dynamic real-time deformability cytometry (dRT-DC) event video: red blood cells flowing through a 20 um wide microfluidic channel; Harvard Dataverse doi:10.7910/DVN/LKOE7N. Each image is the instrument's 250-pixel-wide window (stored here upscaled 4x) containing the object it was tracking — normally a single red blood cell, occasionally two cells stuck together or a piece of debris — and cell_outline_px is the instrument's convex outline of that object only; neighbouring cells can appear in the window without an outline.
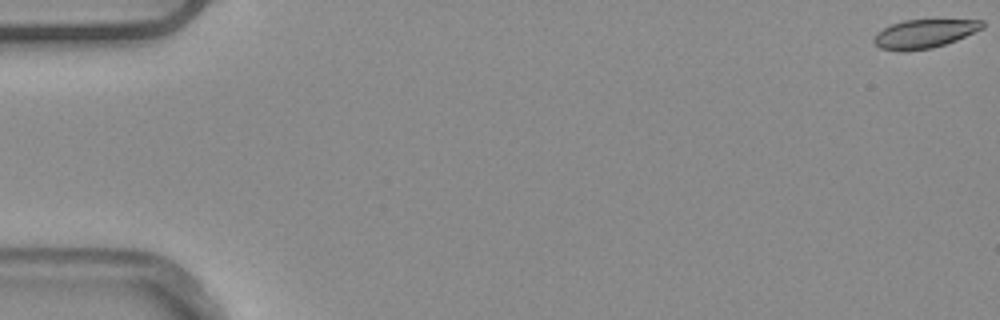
{"species": "common noctule bat (a hibernating species)", "species_latin": "Nyctalus noctula", "temperature_condition": "warm", "stored_images_in_passage": 4, "camera_frame_rate_fps": 3000, "um_per_image_px": 0.085, "animal": {"sex": "male", "body_mass_g": 20.4}, "frame": {"image": 1, "passage_image": 1, "time_ms": 0.0, "image_size_px": [1000, 320], "cell_outline_px": [[984, 28], [956, 40], [932, 48], [900, 52], [880, 48], [872, 40], [876, 32], [892, 24], [904, 20], [984, 20]], "centroid_in_image_um": [78.54, 2.87], "position_along_channel_um": 6.5, "area_um2": 18.09}}
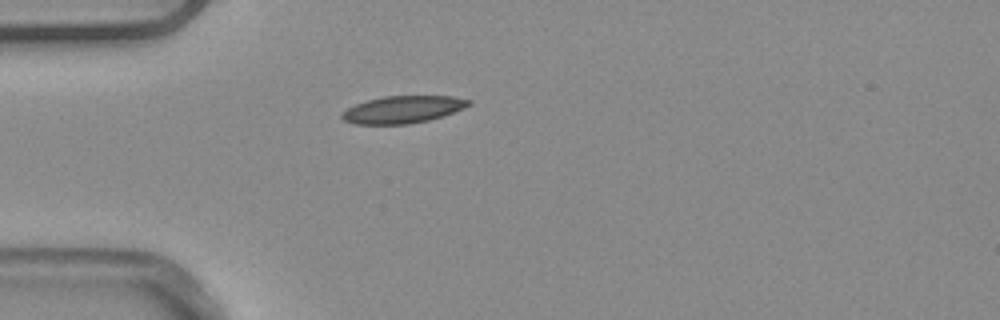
{"frame": {"image": 2, "passage_image": 4, "time_ms": 1.0, "image_size_px": [1000, 320], "cell_outline_px": [[472, 104], [464, 108], [444, 116], [428, 120], [408, 124], [352, 124], [344, 120], [340, 116], [340, 112], [356, 104], [368, 100], [384, 96], [452, 96], [472, 100]], "centroid_in_image_um": [34.25, 9.31], "position_along_channel_um": 50.8, "area_um2": 20.23}}